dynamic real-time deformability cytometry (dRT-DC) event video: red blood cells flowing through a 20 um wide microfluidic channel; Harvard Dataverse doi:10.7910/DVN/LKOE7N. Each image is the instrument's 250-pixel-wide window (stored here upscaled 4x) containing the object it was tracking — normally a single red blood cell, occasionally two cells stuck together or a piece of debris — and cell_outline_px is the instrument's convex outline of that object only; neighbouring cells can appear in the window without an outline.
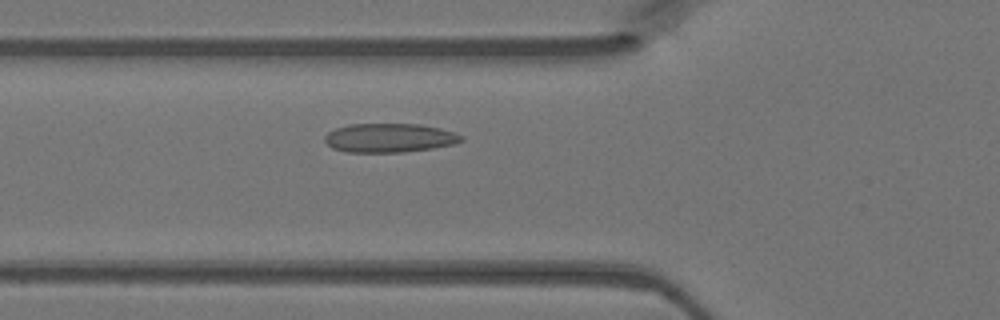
{"species": "Egyptian fruit bat (a non-hibernating species)", "species_latin": "Rousettus aegyptiacus", "temperature_condition": "warm", "stored_images_in_passage": 43, "camera_frame_rate_fps": 3000, "um_per_image_px": 0.085, "animal": {"sex": "female"}, "frame": {"image": 1, "passage_image": 12, "time_ms": 3.667, "image_size_px": [1000, 320], "cell_outline_px": [[464, 140], [452, 144], [432, 148], [404, 152], [348, 152], [332, 148], [324, 140], [324, 136], [328, 132], [336, 128], [348, 124], [420, 124], [440, 128], [464, 136]], "centroid_in_image_um": [33.08, 11.71], "position_along_channel_um": 92.7, "area_um2": 23.0}}
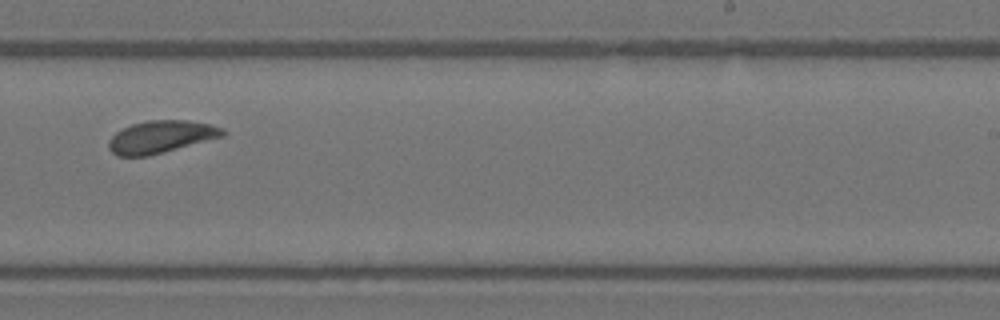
{"frame": {"image": 2, "passage_image": 25, "time_ms": 8.0, "image_size_px": [1000, 320], "cell_outline_px": [[228, 132], [224, 136], [148, 156], [116, 156], [108, 148], [108, 140], [116, 132], [132, 124], [148, 120], [188, 120], [212, 124], [224, 128]], "centroid_in_image_um": [13.7, 11.62], "position_along_channel_um": 275.3, "area_um2": 21.62}}
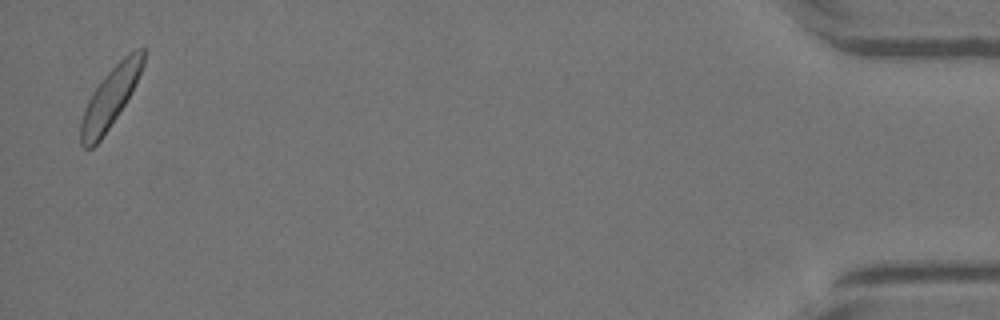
{"frame": {"image": 3, "passage_image": 42, "time_ms": 13.667, "image_size_px": [1000, 320], "cell_outline_px": [[144, 64], [132, 92], [100, 140], [92, 148], [84, 148], [80, 144], [80, 124], [84, 108], [92, 92], [104, 76], [124, 56], [136, 48], [144, 48]], "centroid_in_image_um": [9.35, 8.29], "position_along_channel_um": 425.9, "area_um2": 21.44}}